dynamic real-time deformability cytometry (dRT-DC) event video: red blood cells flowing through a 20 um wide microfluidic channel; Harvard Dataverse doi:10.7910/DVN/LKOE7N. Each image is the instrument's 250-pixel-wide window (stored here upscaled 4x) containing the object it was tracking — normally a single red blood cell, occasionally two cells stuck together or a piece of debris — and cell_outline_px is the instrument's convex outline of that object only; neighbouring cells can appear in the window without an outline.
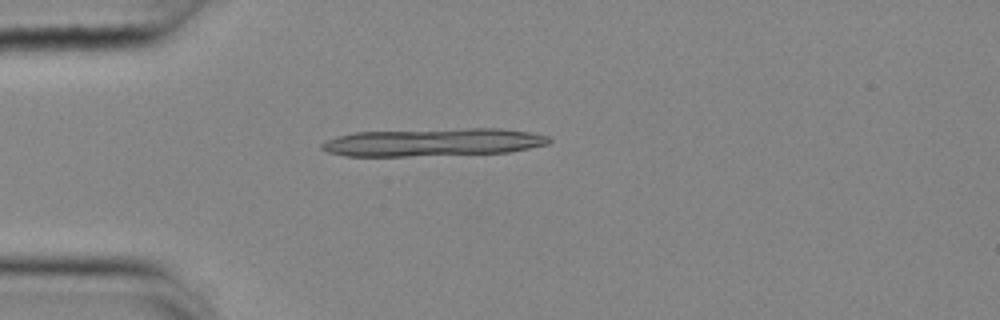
{"species": "common noctule bat (a hibernating species)", "species_latin": "Nyctalus noctula", "temperature_condition": "cold", "stored_images_in_passage": 19, "camera_frame_rate_fps": 3000, "um_per_image_px": 0.085, "animal": {"sex": "female", "body_mass_g": 25.1}, "frame": {"image": 1, "passage_image": 14, "time_ms": 4.333, "image_size_px": [1000, 320], "cell_outline_px": [[552, 140], [548, 144], [508, 152], [408, 156], [344, 156], [328, 152], [320, 148], [320, 144], [336, 136], [356, 132], [464, 128], [500, 128], [528, 132], [548, 136]], "centroid_in_image_um": [36.79, 12.09], "position_along_channel_um": 48.2, "area_um2": 36.82}}